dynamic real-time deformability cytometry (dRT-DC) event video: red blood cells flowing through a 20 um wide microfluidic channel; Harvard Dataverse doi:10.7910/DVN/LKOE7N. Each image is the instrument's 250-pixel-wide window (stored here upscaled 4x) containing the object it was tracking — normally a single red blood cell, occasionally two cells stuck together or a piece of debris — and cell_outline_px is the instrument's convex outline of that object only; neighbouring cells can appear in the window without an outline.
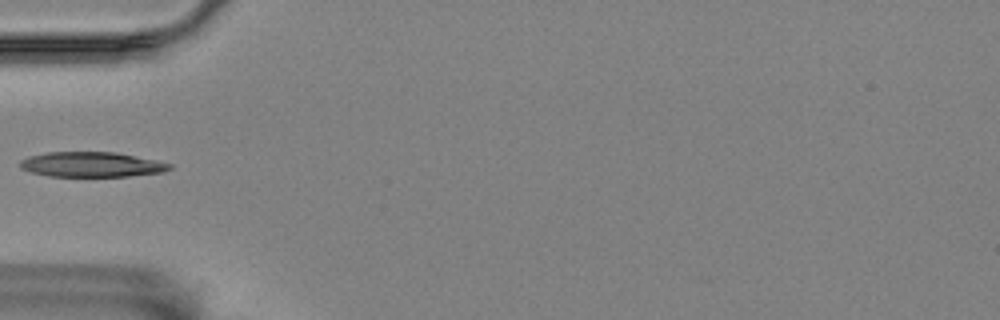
{"species": "Egyptian fruit bat (a non-hibernating species)", "species_latin": "Rousettus aegyptiacus", "temperature_condition": "room temperature", "stored_images_in_passage": 2, "camera_frame_rate_fps": 3000, "um_per_image_px": 0.085, "animal": {"sex": "female"}, "frame": {"image": 1, "passage_image": 2, "time_ms": 1.333, "image_size_px": [1000, 320], "cell_outline_px": [[172, 168], [164, 172], [128, 176], [48, 176], [32, 172], [20, 168], [20, 160], [28, 156], [48, 152], [116, 152], [156, 160], [172, 164]], "centroid_in_image_um": [7.79, 13.98], "position_along_channel_um": 77.2, "area_um2": 21.79}}